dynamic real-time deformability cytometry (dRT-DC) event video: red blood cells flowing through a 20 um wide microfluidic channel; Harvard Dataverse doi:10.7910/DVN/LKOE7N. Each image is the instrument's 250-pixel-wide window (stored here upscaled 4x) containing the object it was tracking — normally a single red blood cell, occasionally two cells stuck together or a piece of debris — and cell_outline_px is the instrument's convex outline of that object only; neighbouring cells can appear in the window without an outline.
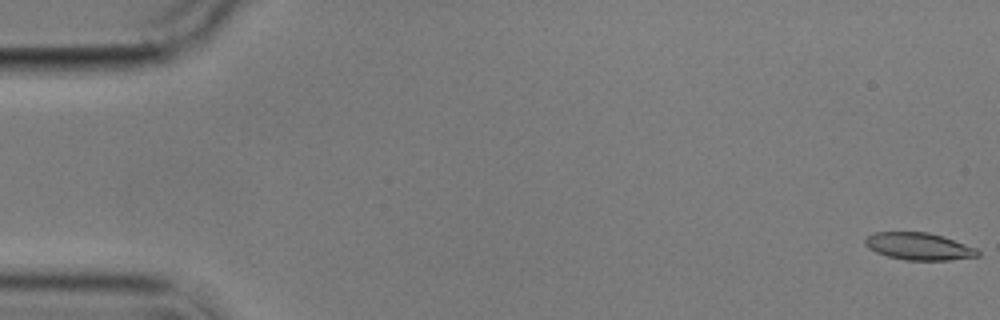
{"species": "common noctule bat (a hibernating species)", "species_latin": "Nyctalus noctula", "temperature_condition": "cold", "stored_images_in_passage": 5, "camera_frame_rate_fps": 3000, "um_per_image_px": 0.085, "animal": {"sex": "male", "body_mass_g": 17.9}, "frame": {"image": 1, "passage_image": 1, "time_ms": 0.0, "image_size_px": [1000, 320], "cell_outline_px": [[980, 256], [948, 260], [904, 260], [888, 256], [876, 252], [868, 248], [864, 244], [864, 240], [868, 236], [876, 232], [928, 232], [976, 248], [980, 252]], "centroid_in_image_um": [78.08, 20.95], "position_along_channel_um": 6.9, "area_um2": 17.69}}
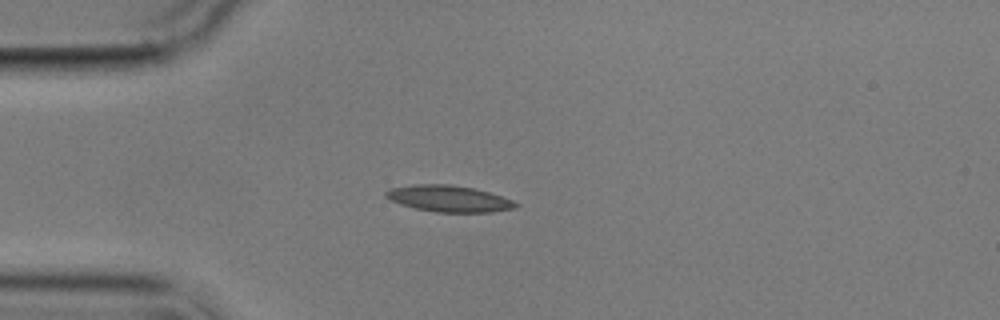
{"frame": {"image": 2, "passage_image": 5, "time_ms": 4.667, "image_size_px": [1000, 320], "cell_outline_px": [[520, 204], [516, 208], [492, 212], [436, 212], [416, 208], [400, 204], [384, 196], [384, 192], [392, 188], [416, 184], [452, 184], [472, 188], [488, 192], [512, 200]], "centroid_in_image_um": [38.16, 16.88], "position_along_channel_um": 46.8, "area_um2": 19.83}}